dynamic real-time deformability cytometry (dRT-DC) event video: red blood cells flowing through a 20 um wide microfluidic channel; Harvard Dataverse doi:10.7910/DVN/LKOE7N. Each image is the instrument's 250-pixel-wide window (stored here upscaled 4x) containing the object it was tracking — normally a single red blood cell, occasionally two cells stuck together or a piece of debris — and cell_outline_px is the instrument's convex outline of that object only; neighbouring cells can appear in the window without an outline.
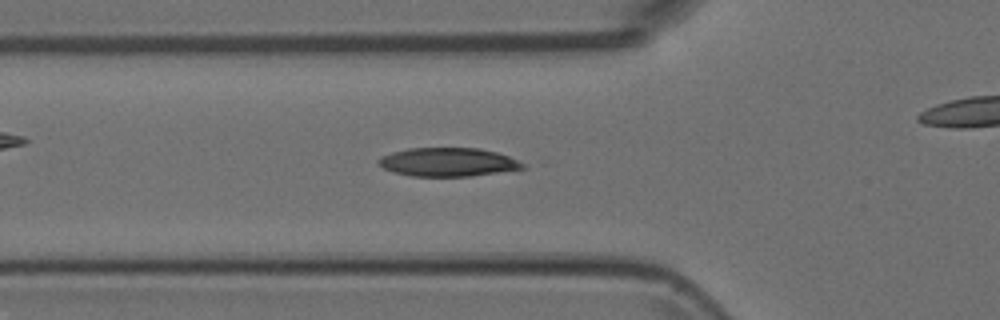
{"species": "Egyptian fruit bat (a non-hibernating species)", "species_latin": "Rousettus aegyptiacus", "temperature_condition": "room temperature", "stored_images_in_passage": 43, "camera_frame_rate_fps": 3000, "um_per_image_px": 0.085, "animal": {"sex": "female"}, "frame": {"image": 1, "passage_image": 16, "time_ms": 5.0, "image_size_px": [1000, 320], "cell_outline_px": [[528, 168], [472, 176], [412, 176], [392, 172], [384, 168], [376, 160], [380, 156], [392, 152], [408, 148], [480, 148], [496, 152], [508, 156], [524, 164]], "centroid_in_image_um": [38.07, 13.78], "position_along_channel_um": 87.7, "area_um2": 24.1}}
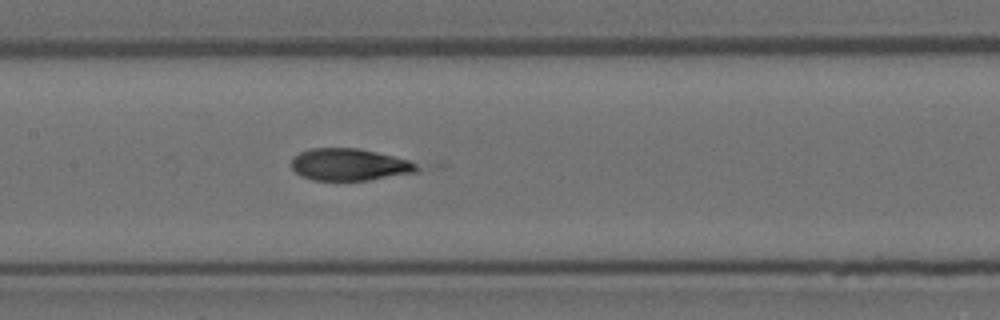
{"frame": {"image": 2, "passage_image": 23, "time_ms": 7.333, "image_size_px": [1000, 320], "cell_outline_px": [[420, 172], [368, 180], [312, 180], [300, 176], [292, 168], [292, 160], [300, 152], [312, 148], [356, 148], [376, 152], [408, 160], [416, 164], [420, 168]], "centroid_in_image_um": [29.72, 14.0], "position_along_channel_um": 177.7, "area_um2": 23.35}}
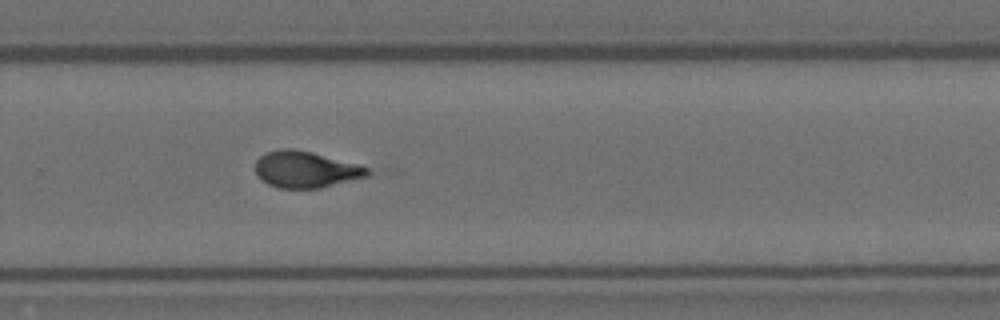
{"frame": {"image": 3, "passage_image": 33, "time_ms": 10.667, "image_size_px": [1000, 320], "cell_outline_px": [[376, 172], [372, 176], [320, 188], [276, 188], [260, 180], [256, 176], [256, 160], [260, 156], [268, 152], [280, 148], [292, 148], [312, 152], [360, 164]], "centroid_in_image_um": [26.05, 14.41], "position_along_channel_um": 303.7, "area_um2": 24.39}}